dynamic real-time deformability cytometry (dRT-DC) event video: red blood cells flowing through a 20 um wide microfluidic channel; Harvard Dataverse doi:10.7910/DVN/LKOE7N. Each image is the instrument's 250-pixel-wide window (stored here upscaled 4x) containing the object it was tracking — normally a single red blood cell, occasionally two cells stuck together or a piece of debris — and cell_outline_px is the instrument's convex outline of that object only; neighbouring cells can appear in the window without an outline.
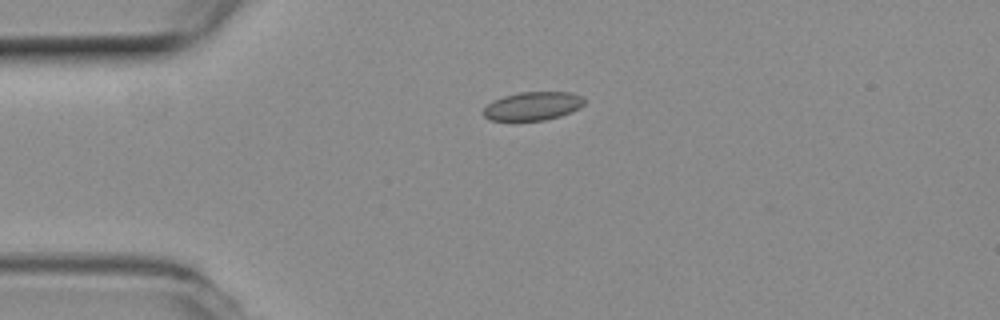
{"species": "common noctule bat (a hibernating species)", "species_latin": "Nyctalus noctula", "temperature_condition": "room temperature", "stored_images_in_passage": 30, "camera_frame_rate_fps": 3000, "um_per_image_px": 0.085, "animal": {"sex": "female", "body_mass_g": 19.3, "forearm_length_mm": 54.1}, "frame": {"image": 1, "passage_image": 1, "time_ms": 0.0, "image_size_px": [1000, 320], "cell_outline_px": [[584, 104], [580, 108], [572, 112], [560, 116], [544, 120], [492, 120], [484, 116], [484, 108], [492, 100], [504, 96], [520, 92], [572, 92], [580, 96], [584, 100]], "centroid_in_image_um": [45.31, 9.01], "position_along_channel_um": 39.7, "area_um2": 16.65}}
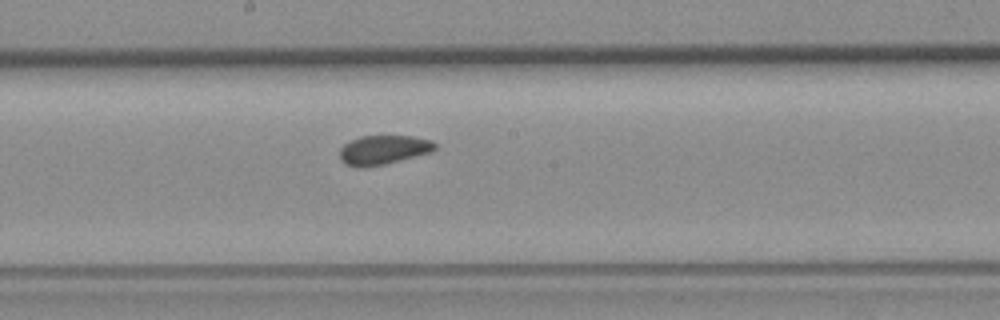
{"frame": {"image": 2, "passage_image": 17, "time_ms": 5.333, "image_size_px": [1000, 320], "cell_outline_px": [[436, 148], [432, 152], [384, 164], [360, 168], [356, 168], [344, 164], [340, 160], [340, 148], [344, 144], [360, 136], [412, 136], [432, 140], [436, 144]], "centroid_in_image_um": [32.57, 12.74], "position_along_channel_um": 215.6, "area_um2": 16.3}}
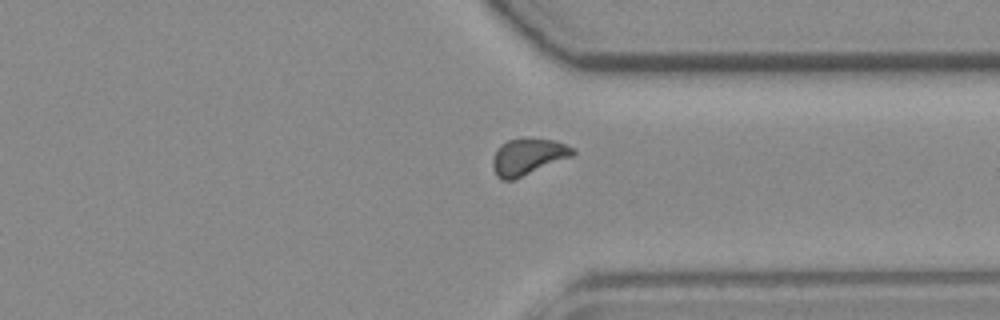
{"frame": {"image": 3, "passage_image": 29, "time_ms": 9.333, "image_size_px": [1000, 320], "cell_outline_px": [[576, 152], [572, 156], [512, 180], [500, 180], [496, 176], [492, 168], [492, 160], [500, 144], [508, 140], [524, 136], [556, 140], [572, 148]], "centroid_in_image_um": [44.84, 13.29], "position_along_channel_um": 366.6, "area_um2": 17.17}, "authors_computed_cell_mechanics": {"area_um2": 16.8487, "velocity_mm_per_s": 3.7855, "shape_relaxation_time_tau1_ms": null, "shape_relaxation_time_tau2_ms": 2.4063, "deformation_change_tau1": null, "deformation_change_tau2": 0.0613}}